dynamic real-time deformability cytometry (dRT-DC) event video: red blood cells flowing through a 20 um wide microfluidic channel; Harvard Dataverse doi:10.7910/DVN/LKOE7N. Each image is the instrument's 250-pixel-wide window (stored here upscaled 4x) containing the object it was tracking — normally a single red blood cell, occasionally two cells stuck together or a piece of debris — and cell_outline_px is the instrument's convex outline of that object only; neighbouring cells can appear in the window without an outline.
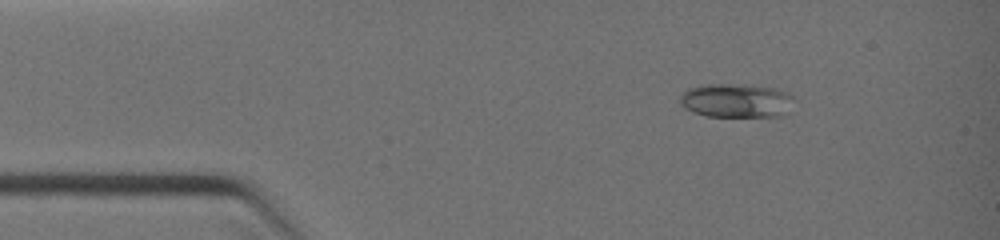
{"species": "common noctule bat (a hibernating species)", "species_latin": "Nyctalus noctula", "temperature_condition": "warm", "stored_images_in_passage": 9, "camera_frame_rate_fps": 3000, "um_per_image_px": 0.085, "animal": {"sex": "female", "body_mass_g": 19.0, "forearm_length_mm": 51.5}, "frame": {"image": 1, "passage_image": 1, "time_ms": 0.0, "image_size_px": [1000, 240], "cell_outline_px": [[792, 96], [780, 116], [708, 116], [692, 112], [684, 108], [680, 100], [680, 96], [688, 88], [704, 84], [744, 84], [772, 88], [784, 92]], "centroid_in_image_um": [62.45, 8.53], "position_along_channel_um": 22.6, "area_um2": 21.91}}
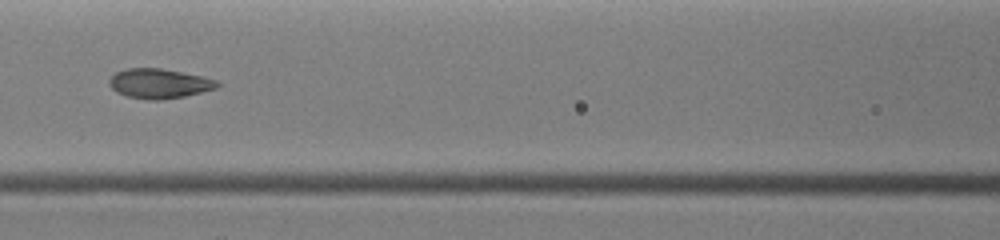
{"frame": {"image": 2, "passage_image": 6, "time_ms": 3.667, "image_size_px": [1000, 240], "cell_outline_px": [[220, 84], [216, 88], [184, 96], [160, 100], [148, 100], [128, 96], [116, 92], [108, 84], [108, 80], [116, 72], [128, 68], [160, 68], [204, 76], [216, 80]], "centroid_in_image_um": [13.52, 7.09], "position_along_channel_um": 153.1, "area_um2": 18.61}}
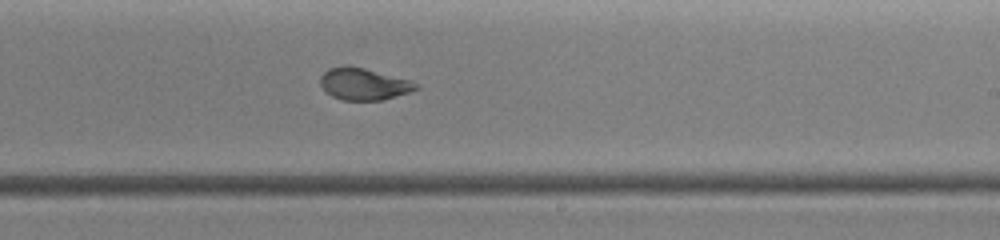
{"frame": {"image": 3, "passage_image": 9, "time_ms": 5.667, "image_size_px": [1000, 240], "cell_outline_px": [[420, 88], [384, 100], [344, 100], [332, 96], [320, 84], [320, 76], [328, 68], [344, 64], [348, 64], [412, 80], [420, 84]], "centroid_in_image_um": [30.94, 7.12], "position_along_channel_um": 258.1, "area_um2": 17.98}}